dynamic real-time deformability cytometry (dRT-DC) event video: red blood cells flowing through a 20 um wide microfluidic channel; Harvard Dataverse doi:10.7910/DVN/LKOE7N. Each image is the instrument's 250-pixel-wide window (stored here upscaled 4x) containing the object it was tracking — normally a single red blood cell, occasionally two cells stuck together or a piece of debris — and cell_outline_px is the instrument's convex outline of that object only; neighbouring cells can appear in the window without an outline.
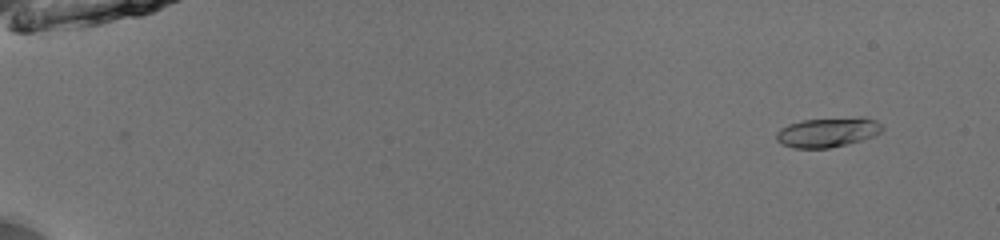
{"species": "common noctule bat (a hibernating species)", "species_latin": "Nyctalus noctula", "temperature_condition": "room temperature", "stored_images_in_passage": 49, "camera_frame_rate_fps": 3000, "um_per_image_px": 0.085, "animal": {"sex": "male", "body_mass_g": 13.0, "forearm_length_mm": 53.1}, "frame": {"image": 1, "passage_image": 1, "time_ms": 0.0, "image_size_px": [1000, 240], "cell_outline_px": [[884, 128], [880, 132], [872, 136], [848, 144], [828, 148], [792, 148], [776, 140], [776, 132], [780, 128], [788, 124], [804, 120], [860, 116], [864, 116], [876, 120]], "centroid_in_image_um": [70.35, 11.23], "position_along_channel_um": 14.6, "area_um2": 18.38}}
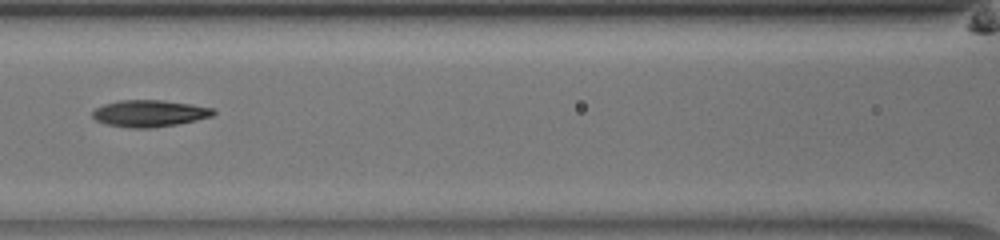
{"frame": {"image": 2, "passage_image": 23, "time_ms": 7.333, "image_size_px": [1000, 240], "cell_outline_px": [[216, 112], [212, 116], [196, 120], [176, 124], [152, 128], [132, 128], [104, 124], [96, 120], [92, 116], [92, 112], [96, 108], [104, 104], [120, 100], [160, 100], [192, 104], [212, 108]], "centroid_in_image_um": [12.68, 9.64], "position_along_channel_um": 153.9, "area_um2": 18.79}}
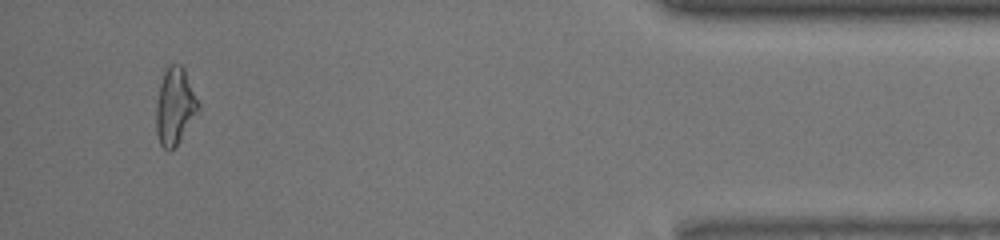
{"frame": {"image": 3, "passage_image": 47, "time_ms": 15.333, "image_size_px": [1000, 240], "cell_outline_px": [[200, 112], [180, 140], [168, 152], [160, 144], [156, 132], [156, 104], [160, 84], [164, 72], [168, 64], [180, 64], [184, 68], [200, 104]], "centroid_in_image_um": [14.89, 9.04], "position_along_channel_um": 420.3, "area_um2": 19.07}, "authors_computed_cell_mechanics": {"area_um2": 18.2648, "velocity_mm_per_s": 3.9734, "shape_relaxation_time_tau1_ms": 2.9337, "shape_relaxation_time_tau2_ms": 3.7943, "deformation_change_tau1": 0.1347, "deformation_change_tau2": 0.1367}}